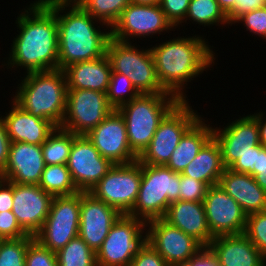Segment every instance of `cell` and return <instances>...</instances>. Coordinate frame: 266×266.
<instances>
[{
  "instance_id": "obj_1",
  "label": "cell",
  "mask_w": 266,
  "mask_h": 266,
  "mask_svg": "<svg viewBox=\"0 0 266 266\" xmlns=\"http://www.w3.org/2000/svg\"><path fill=\"white\" fill-rule=\"evenodd\" d=\"M29 6L16 18L20 31L13 40L6 64L12 68L24 67L27 73L58 69L56 14L42 0Z\"/></svg>"
},
{
  "instance_id": "obj_2",
  "label": "cell",
  "mask_w": 266,
  "mask_h": 266,
  "mask_svg": "<svg viewBox=\"0 0 266 266\" xmlns=\"http://www.w3.org/2000/svg\"><path fill=\"white\" fill-rule=\"evenodd\" d=\"M42 1L56 14L58 24V69L63 70L70 64L94 60L106 54L107 44L111 38V30L101 32L100 26H97L96 29L94 23L99 21L80 4L66 0ZM65 8L69 11L67 13L65 11V14H59L63 13Z\"/></svg>"
},
{
  "instance_id": "obj_3",
  "label": "cell",
  "mask_w": 266,
  "mask_h": 266,
  "mask_svg": "<svg viewBox=\"0 0 266 266\" xmlns=\"http://www.w3.org/2000/svg\"><path fill=\"white\" fill-rule=\"evenodd\" d=\"M208 45L205 38L195 35L176 37L149 48L158 80L167 92L181 101L186 100L183 92L186 82L194 80L192 78L202 74L214 63L215 53Z\"/></svg>"
},
{
  "instance_id": "obj_4",
  "label": "cell",
  "mask_w": 266,
  "mask_h": 266,
  "mask_svg": "<svg viewBox=\"0 0 266 266\" xmlns=\"http://www.w3.org/2000/svg\"><path fill=\"white\" fill-rule=\"evenodd\" d=\"M21 81L13 100L33 116L60 127L66 112L68 90L64 71L30 72Z\"/></svg>"
},
{
  "instance_id": "obj_5",
  "label": "cell",
  "mask_w": 266,
  "mask_h": 266,
  "mask_svg": "<svg viewBox=\"0 0 266 266\" xmlns=\"http://www.w3.org/2000/svg\"><path fill=\"white\" fill-rule=\"evenodd\" d=\"M181 100L171 93L140 94L117 110L123 116L129 146L139 156L160 122Z\"/></svg>"
},
{
  "instance_id": "obj_6",
  "label": "cell",
  "mask_w": 266,
  "mask_h": 266,
  "mask_svg": "<svg viewBox=\"0 0 266 266\" xmlns=\"http://www.w3.org/2000/svg\"><path fill=\"white\" fill-rule=\"evenodd\" d=\"M180 173L166 165L142 164L141 185L128 214L145 222L164 218L169 204L179 200Z\"/></svg>"
},
{
  "instance_id": "obj_7",
  "label": "cell",
  "mask_w": 266,
  "mask_h": 266,
  "mask_svg": "<svg viewBox=\"0 0 266 266\" xmlns=\"http://www.w3.org/2000/svg\"><path fill=\"white\" fill-rule=\"evenodd\" d=\"M199 118L187 100L180 101L160 122L150 144L137 160L147 165H166L184 133Z\"/></svg>"
},
{
  "instance_id": "obj_8",
  "label": "cell",
  "mask_w": 266,
  "mask_h": 266,
  "mask_svg": "<svg viewBox=\"0 0 266 266\" xmlns=\"http://www.w3.org/2000/svg\"><path fill=\"white\" fill-rule=\"evenodd\" d=\"M146 222L122 214L96 252L97 266H130L138 249L146 242Z\"/></svg>"
},
{
  "instance_id": "obj_9",
  "label": "cell",
  "mask_w": 266,
  "mask_h": 266,
  "mask_svg": "<svg viewBox=\"0 0 266 266\" xmlns=\"http://www.w3.org/2000/svg\"><path fill=\"white\" fill-rule=\"evenodd\" d=\"M142 178V163L114 164L108 173L90 190L96 199L129 214L136 202Z\"/></svg>"
},
{
  "instance_id": "obj_10",
  "label": "cell",
  "mask_w": 266,
  "mask_h": 266,
  "mask_svg": "<svg viewBox=\"0 0 266 266\" xmlns=\"http://www.w3.org/2000/svg\"><path fill=\"white\" fill-rule=\"evenodd\" d=\"M79 216L80 192L53 197L49 214L34 239L47 249L58 252L78 236Z\"/></svg>"
},
{
  "instance_id": "obj_11",
  "label": "cell",
  "mask_w": 266,
  "mask_h": 266,
  "mask_svg": "<svg viewBox=\"0 0 266 266\" xmlns=\"http://www.w3.org/2000/svg\"><path fill=\"white\" fill-rule=\"evenodd\" d=\"M113 110L106 93L89 89H68L66 112L60 127L76 135H86Z\"/></svg>"
},
{
  "instance_id": "obj_12",
  "label": "cell",
  "mask_w": 266,
  "mask_h": 266,
  "mask_svg": "<svg viewBox=\"0 0 266 266\" xmlns=\"http://www.w3.org/2000/svg\"><path fill=\"white\" fill-rule=\"evenodd\" d=\"M146 242L169 266H183L196 257L204 247L192 236L171 225L164 218L146 222Z\"/></svg>"
},
{
  "instance_id": "obj_13",
  "label": "cell",
  "mask_w": 266,
  "mask_h": 266,
  "mask_svg": "<svg viewBox=\"0 0 266 266\" xmlns=\"http://www.w3.org/2000/svg\"><path fill=\"white\" fill-rule=\"evenodd\" d=\"M66 165L78 191L90 192L114 164L99 153L86 135H77Z\"/></svg>"
},
{
  "instance_id": "obj_14",
  "label": "cell",
  "mask_w": 266,
  "mask_h": 266,
  "mask_svg": "<svg viewBox=\"0 0 266 266\" xmlns=\"http://www.w3.org/2000/svg\"><path fill=\"white\" fill-rule=\"evenodd\" d=\"M174 26L166 18L160 5L130 3L122 12L118 21L110 28L111 38L129 42L130 37H145L161 34Z\"/></svg>"
},
{
  "instance_id": "obj_15",
  "label": "cell",
  "mask_w": 266,
  "mask_h": 266,
  "mask_svg": "<svg viewBox=\"0 0 266 266\" xmlns=\"http://www.w3.org/2000/svg\"><path fill=\"white\" fill-rule=\"evenodd\" d=\"M203 205L213 237L244 233L247 215L219 184L208 187Z\"/></svg>"
},
{
  "instance_id": "obj_16",
  "label": "cell",
  "mask_w": 266,
  "mask_h": 266,
  "mask_svg": "<svg viewBox=\"0 0 266 266\" xmlns=\"http://www.w3.org/2000/svg\"><path fill=\"white\" fill-rule=\"evenodd\" d=\"M86 136L99 153L113 164H129L138 159L129 146L126 123L117 109L91 129Z\"/></svg>"
},
{
  "instance_id": "obj_17",
  "label": "cell",
  "mask_w": 266,
  "mask_h": 266,
  "mask_svg": "<svg viewBox=\"0 0 266 266\" xmlns=\"http://www.w3.org/2000/svg\"><path fill=\"white\" fill-rule=\"evenodd\" d=\"M122 214L89 192H80L78 236L96 253Z\"/></svg>"
},
{
  "instance_id": "obj_18",
  "label": "cell",
  "mask_w": 266,
  "mask_h": 266,
  "mask_svg": "<svg viewBox=\"0 0 266 266\" xmlns=\"http://www.w3.org/2000/svg\"><path fill=\"white\" fill-rule=\"evenodd\" d=\"M53 196L36 184L13 183L12 212L21 229L35 236L47 218Z\"/></svg>"
},
{
  "instance_id": "obj_19",
  "label": "cell",
  "mask_w": 266,
  "mask_h": 266,
  "mask_svg": "<svg viewBox=\"0 0 266 266\" xmlns=\"http://www.w3.org/2000/svg\"><path fill=\"white\" fill-rule=\"evenodd\" d=\"M220 129L213 128V137L220 145L225 168H229L251 147L260 144L259 126L256 118L251 114L236 119L224 129Z\"/></svg>"
},
{
  "instance_id": "obj_20",
  "label": "cell",
  "mask_w": 266,
  "mask_h": 266,
  "mask_svg": "<svg viewBox=\"0 0 266 266\" xmlns=\"http://www.w3.org/2000/svg\"><path fill=\"white\" fill-rule=\"evenodd\" d=\"M45 166L41 145L11 142L4 179L16 184L38 185Z\"/></svg>"
},
{
  "instance_id": "obj_21",
  "label": "cell",
  "mask_w": 266,
  "mask_h": 266,
  "mask_svg": "<svg viewBox=\"0 0 266 266\" xmlns=\"http://www.w3.org/2000/svg\"><path fill=\"white\" fill-rule=\"evenodd\" d=\"M207 249L219 266H266V258L244 233L214 237Z\"/></svg>"
},
{
  "instance_id": "obj_22",
  "label": "cell",
  "mask_w": 266,
  "mask_h": 266,
  "mask_svg": "<svg viewBox=\"0 0 266 266\" xmlns=\"http://www.w3.org/2000/svg\"><path fill=\"white\" fill-rule=\"evenodd\" d=\"M12 107L2 119L11 142H24L41 145L55 130L56 126L49 120L33 116L12 99Z\"/></svg>"
},
{
  "instance_id": "obj_23",
  "label": "cell",
  "mask_w": 266,
  "mask_h": 266,
  "mask_svg": "<svg viewBox=\"0 0 266 266\" xmlns=\"http://www.w3.org/2000/svg\"><path fill=\"white\" fill-rule=\"evenodd\" d=\"M164 219L192 236L204 248H207L214 238L207 224L203 202L182 200L171 202Z\"/></svg>"
},
{
  "instance_id": "obj_24",
  "label": "cell",
  "mask_w": 266,
  "mask_h": 266,
  "mask_svg": "<svg viewBox=\"0 0 266 266\" xmlns=\"http://www.w3.org/2000/svg\"><path fill=\"white\" fill-rule=\"evenodd\" d=\"M218 184L236 200L246 215L266 210V192L253 176L225 168Z\"/></svg>"
},
{
  "instance_id": "obj_25",
  "label": "cell",
  "mask_w": 266,
  "mask_h": 266,
  "mask_svg": "<svg viewBox=\"0 0 266 266\" xmlns=\"http://www.w3.org/2000/svg\"><path fill=\"white\" fill-rule=\"evenodd\" d=\"M63 71L68 89H89L107 93L112 69L106 54L94 60L70 64Z\"/></svg>"
},
{
  "instance_id": "obj_26",
  "label": "cell",
  "mask_w": 266,
  "mask_h": 266,
  "mask_svg": "<svg viewBox=\"0 0 266 266\" xmlns=\"http://www.w3.org/2000/svg\"><path fill=\"white\" fill-rule=\"evenodd\" d=\"M224 170L220 145L212 137L186 166L181 175L204 182L209 187L219 183Z\"/></svg>"
},
{
  "instance_id": "obj_27",
  "label": "cell",
  "mask_w": 266,
  "mask_h": 266,
  "mask_svg": "<svg viewBox=\"0 0 266 266\" xmlns=\"http://www.w3.org/2000/svg\"><path fill=\"white\" fill-rule=\"evenodd\" d=\"M209 126L200 117L184 133L166 166L176 173H182L202 147L213 137V128Z\"/></svg>"
},
{
  "instance_id": "obj_28",
  "label": "cell",
  "mask_w": 266,
  "mask_h": 266,
  "mask_svg": "<svg viewBox=\"0 0 266 266\" xmlns=\"http://www.w3.org/2000/svg\"><path fill=\"white\" fill-rule=\"evenodd\" d=\"M140 94L169 93L160 84L150 49L137 48V67L128 75Z\"/></svg>"
},
{
  "instance_id": "obj_29",
  "label": "cell",
  "mask_w": 266,
  "mask_h": 266,
  "mask_svg": "<svg viewBox=\"0 0 266 266\" xmlns=\"http://www.w3.org/2000/svg\"><path fill=\"white\" fill-rule=\"evenodd\" d=\"M38 185L53 197L79 192L66 164L46 165Z\"/></svg>"
},
{
  "instance_id": "obj_30",
  "label": "cell",
  "mask_w": 266,
  "mask_h": 266,
  "mask_svg": "<svg viewBox=\"0 0 266 266\" xmlns=\"http://www.w3.org/2000/svg\"><path fill=\"white\" fill-rule=\"evenodd\" d=\"M76 136L70 131L56 127L47 140L41 144L45 164H67L71 146Z\"/></svg>"
},
{
  "instance_id": "obj_31",
  "label": "cell",
  "mask_w": 266,
  "mask_h": 266,
  "mask_svg": "<svg viewBox=\"0 0 266 266\" xmlns=\"http://www.w3.org/2000/svg\"><path fill=\"white\" fill-rule=\"evenodd\" d=\"M106 55L111 64L112 72L128 75L137 67V48L131 42H122L110 38Z\"/></svg>"
},
{
  "instance_id": "obj_32",
  "label": "cell",
  "mask_w": 266,
  "mask_h": 266,
  "mask_svg": "<svg viewBox=\"0 0 266 266\" xmlns=\"http://www.w3.org/2000/svg\"><path fill=\"white\" fill-rule=\"evenodd\" d=\"M58 266H97L96 253L79 236L56 252Z\"/></svg>"
},
{
  "instance_id": "obj_33",
  "label": "cell",
  "mask_w": 266,
  "mask_h": 266,
  "mask_svg": "<svg viewBox=\"0 0 266 266\" xmlns=\"http://www.w3.org/2000/svg\"><path fill=\"white\" fill-rule=\"evenodd\" d=\"M129 4L130 0H83L80 3L90 15L100 21V25H106L107 29L112 28Z\"/></svg>"
},
{
  "instance_id": "obj_34",
  "label": "cell",
  "mask_w": 266,
  "mask_h": 266,
  "mask_svg": "<svg viewBox=\"0 0 266 266\" xmlns=\"http://www.w3.org/2000/svg\"><path fill=\"white\" fill-rule=\"evenodd\" d=\"M188 18L204 26L230 24L216 0H191L185 19Z\"/></svg>"
},
{
  "instance_id": "obj_35",
  "label": "cell",
  "mask_w": 266,
  "mask_h": 266,
  "mask_svg": "<svg viewBox=\"0 0 266 266\" xmlns=\"http://www.w3.org/2000/svg\"><path fill=\"white\" fill-rule=\"evenodd\" d=\"M106 95L109 104L114 109H118L135 99L140 93L136 90L129 77L121 73L112 72Z\"/></svg>"
},
{
  "instance_id": "obj_36",
  "label": "cell",
  "mask_w": 266,
  "mask_h": 266,
  "mask_svg": "<svg viewBox=\"0 0 266 266\" xmlns=\"http://www.w3.org/2000/svg\"><path fill=\"white\" fill-rule=\"evenodd\" d=\"M34 239L26 236L19 239L0 240V266H25L28 244Z\"/></svg>"
},
{
  "instance_id": "obj_37",
  "label": "cell",
  "mask_w": 266,
  "mask_h": 266,
  "mask_svg": "<svg viewBox=\"0 0 266 266\" xmlns=\"http://www.w3.org/2000/svg\"><path fill=\"white\" fill-rule=\"evenodd\" d=\"M244 234L266 258V210L247 215Z\"/></svg>"
},
{
  "instance_id": "obj_38",
  "label": "cell",
  "mask_w": 266,
  "mask_h": 266,
  "mask_svg": "<svg viewBox=\"0 0 266 266\" xmlns=\"http://www.w3.org/2000/svg\"><path fill=\"white\" fill-rule=\"evenodd\" d=\"M25 266H58L56 252L47 249L33 239L27 247Z\"/></svg>"
},
{
  "instance_id": "obj_39",
  "label": "cell",
  "mask_w": 266,
  "mask_h": 266,
  "mask_svg": "<svg viewBox=\"0 0 266 266\" xmlns=\"http://www.w3.org/2000/svg\"><path fill=\"white\" fill-rule=\"evenodd\" d=\"M207 189L208 186L204 182L180 173L179 200L203 202Z\"/></svg>"
},
{
  "instance_id": "obj_40",
  "label": "cell",
  "mask_w": 266,
  "mask_h": 266,
  "mask_svg": "<svg viewBox=\"0 0 266 266\" xmlns=\"http://www.w3.org/2000/svg\"><path fill=\"white\" fill-rule=\"evenodd\" d=\"M240 21V22H239ZM243 23L246 30L266 40V6L240 16L235 23Z\"/></svg>"
},
{
  "instance_id": "obj_41",
  "label": "cell",
  "mask_w": 266,
  "mask_h": 266,
  "mask_svg": "<svg viewBox=\"0 0 266 266\" xmlns=\"http://www.w3.org/2000/svg\"><path fill=\"white\" fill-rule=\"evenodd\" d=\"M191 0H160L159 5L166 18L176 27L185 20Z\"/></svg>"
},
{
  "instance_id": "obj_42",
  "label": "cell",
  "mask_w": 266,
  "mask_h": 266,
  "mask_svg": "<svg viewBox=\"0 0 266 266\" xmlns=\"http://www.w3.org/2000/svg\"><path fill=\"white\" fill-rule=\"evenodd\" d=\"M28 236L18 224L12 211L0 212V239H19Z\"/></svg>"
},
{
  "instance_id": "obj_43",
  "label": "cell",
  "mask_w": 266,
  "mask_h": 266,
  "mask_svg": "<svg viewBox=\"0 0 266 266\" xmlns=\"http://www.w3.org/2000/svg\"><path fill=\"white\" fill-rule=\"evenodd\" d=\"M130 266H169L157 251L145 242L132 259Z\"/></svg>"
},
{
  "instance_id": "obj_44",
  "label": "cell",
  "mask_w": 266,
  "mask_h": 266,
  "mask_svg": "<svg viewBox=\"0 0 266 266\" xmlns=\"http://www.w3.org/2000/svg\"><path fill=\"white\" fill-rule=\"evenodd\" d=\"M258 145L253 146L244 155L240 156L230 167L232 171L246 173L254 177V168H257Z\"/></svg>"
},
{
  "instance_id": "obj_45",
  "label": "cell",
  "mask_w": 266,
  "mask_h": 266,
  "mask_svg": "<svg viewBox=\"0 0 266 266\" xmlns=\"http://www.w3.org/2000/svg\"><path fill=\"white\" fill-rule=\"evenodd\" d=\"M264 6H266L264 0H240V2H236L234 10L228 15V20L230 24H234L243 14Z\"/></svg>"
},
{
  "instance_id": "obj_46",
  "label": "cell",
  "mask_w": 266,
  "mask_h": 266,
  "mask_svg": "<svg viewBox=\"0 0 266 266\" xmlns=\"http://www.w3.org/2000/svg\"><path fill=\"white\" fill-rule=\"evenodd\" d=\"M256 183L266 192V147L258 145L257 168H254Z\"/></svg>"
},
{
  "instance_id": "obj_47",
  "label": "cell",
  "mask_w": 266,
  "mask_h": 266,
  "mask_svg": "<svg viewBox=\"0 0 266 266\" xmlns=\"http://www.w3.org/2000/svg\"><path fill=\"white\" fill-rule=\"evenodd\" d=\"M11 141L6 132L5 123L0 117V171L4 172L7 161H8V154L10 151Z\"/></svg>"
},
{
  "instance_id": "obj_48",
  "label": "cell",
  "mask_w": 266,
  "mask_h": 266,
  "mask_svg": "<svg viewBox=\"0 0 266 266\" xmlns=\"http://www.w3.org/2000/svg\"><path fill=\"white\" fill-rule=\"evenodd\" d=\"M13 206V183L3 180L0 184V212L11 211Z\"/></svg>"
},
{
  "instance_id": "obj_49",
  "label": "cell",
  "mask_w": 266,
  "mask_h": 266,
  "mask_svg": "<svg viewBox=\"0 0 266 266\" xmlns=\"http://www.w3.org/2000/svg\"><path fill=\"white\" fill-rule=\"evenodd\" d=\"M183 266H219L215 257L207 248H204L196 257Z\"/></svg>"
},
{
  "instance_id": "obj_50",
  "label": "cell",
  "mask_w": 266,
  "mask_h": 266,
  "mask_svg": "<svg viewBox=\"0 0 266 266\" xmlns=\"http://www.w3.org/2000/svg\"><path fill=\"white\" fill-rule=\"evenodd\" d=\"M252 115L256 118L259 126L260 144L266 147V120H264V114H262V112H259L256 114L254 113Z\"/></svg>"
},
{
  "instance_id": "obj_51",
  "label": "cell",
  "mask_w": 266,
  "mask_h": 266,
  "mask_svg": "<svg viewBox=\"0 0 266 266\" xmlns=\"http://www.w3.org/2000/svg\"><path fill=\"white\" fill-rule=\"evenodd\" d=\"M224 11V13L228 16L235 7L236 2H240V0H216Z\"/></svg>"
},
{
  "instance_id": "obj_52",
  "label": "cell",
  "mask_w": 266,
  "mask_h": 266,
  "mask_svg": "<svg viewBox=\"0 0 266 266\" xmlns=\"http://www.w3.org/2000/svg\"><path fill=\"white\" fill-rule=\"evenodd\" d=\"M160 0H130V3L144 4V5H157Z\"/></svg>"
},
{
  "instance_id": "obj_53",
  "label": "cell",
  "mask_w": 266,
  "mask_h": 266,
  "mask_svg": "<svg viewBox=\"0 0 266 266\" xmlns=\"http://www.w3.org/2000/svg\"><path fill=\"white\" fill-rule=\"evenodd\" d=\"M71 3L80 4L83 0H66Z\"/></svg>"
},
{
  "instance_id": "obj_54",
  "label": "cell",
  "mask_w": 266,
  "mask_h": 266,
  "mask_svg": "<svg viewBox=\"0 0 266 266\" xmlns=\"http://www.w3.org/2000/svg\"><path fill=\"white\" fill-rule=\"evenodd\" d=\"M3 180H4V174L2 171H0V184L2 183Z\"/></svg>"
}]
</instances>
